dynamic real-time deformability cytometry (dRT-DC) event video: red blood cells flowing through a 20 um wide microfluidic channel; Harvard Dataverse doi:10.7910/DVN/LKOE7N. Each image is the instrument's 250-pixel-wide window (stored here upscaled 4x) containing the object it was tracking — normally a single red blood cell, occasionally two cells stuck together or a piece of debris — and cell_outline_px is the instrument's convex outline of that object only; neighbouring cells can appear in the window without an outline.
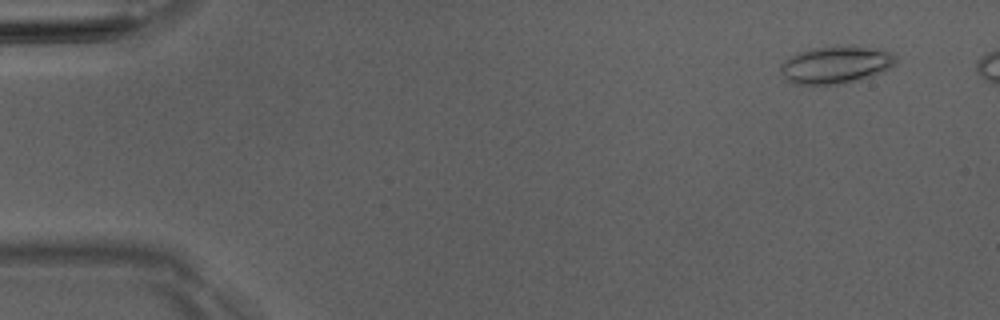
{"species": "Egyptian fruit bat (a non-hibernating species)", "species_latin": "Rousettus aegyptiacus", "temperature_condition": "room temperature", "stored_images_in_passage": 5, "camera_frame_rate_fps": 3000, "um_per_image_px": 0.085, "animal": {"sex": "male"}, "frame": {"image": 1, "passage_image": 2, "time_ms": 1.0, "image_size_px": [1000, 320], "cell_outline_px": [[896, 64], [888, 68], [868, 76], [844, 84], [796, 84], [788, 80], [780, 72], [780, 64], [784, 60], [800, 52], [812, 48], [868, 48], [892, 52], [896, 60]], "centroid_in_image_um": [70.99, 5.54], "position_along_channel_um": 14.0, "area_um2": 24.04}}